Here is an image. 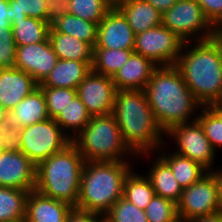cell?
Wrapping results in <instances>:
<instances>
[{"label": "cell", "mask_w": 222, "mask_h": 222, "mask_svg": "<svg viewBox=\"0 0 222 222\" xmlns=\"http://www.w3.org/2000/svg\"><path fill=\"white\" fill-rule=\"evenodd\" d=\"M184 42L175 67L180 71L185 84L194 98L202 105L222 100V32L211 39L190 45ZM187 52V53H186ZM182 53V54H181Z\"/></svg>", "instance_id": "6da1fadb"}, {"label": "cell", "mask_w": 222, "mask_h": 222, "mask_svg": "<svg viewBox=\"0 0 222 222\" xmlns=\"http://www.w3.org/2000/svg\"><path fill=\"white\" fill-rule=\"evenodd\" d=\"M144 91L155 119L165 133L177 124L189 122L195 108L202 106L174 65L158 66Z\"/></svg>", "instance_id": "7a4b0ae2"}, {"label": "cell", "mask_w": 222, "mask_h": 222, "mask_svg": "<svg viewBox=\"0 0 222 222\" xmlns=\"http://www.w3.org/2000/svg\"><path fill=\"white\" fill-rule=\"evenodd\" d=\"M112 114L134 154H147L163 143L162 133H166L157 123L144 90H118Z\"/></svg>", "instance_id": "3957f363"}, {"label": "cell", "mask_w": 222, "mask_h": 222, "mask_svg": "<svg viewBox=\"0 0 222 222\" xmlns=\"http://www.w3.org/2000/svg\"><path fill=\"white\" fill-rule=\"evenodd\" d=\"M130 171L126 161L85 162L76 208L104 216L123 197L124 180Z\"/></svg>", "instance_id": "277c9868"}, {"label": "cell", "mask_w": 222, "mask_h": 222, "mask_svg": "<svg viewBox=\"0 0 222 222\" xmlns=\"http://www.w3.org/2000/svg\"><path fill=\"white\" fill-rule=\"evenodd\" d=\"M85 162L78 148L71 143L36 166L35 190L76 207Z\"/></svg>", "instance_id": "5b68a950"}, {"label": "cell", "mask_w": 222, "mask_h": 222, "mask_svg": "<svg viewBox=\"0 0 222 222\" xmlns=\"http://www.w3.org/2000/svg\"><path fill=\"white\" fill-rule=\"evenodd\" d=\"M72 143L86 162L126 161L125 154L136 155L126 145L112 113L92 116Z\"/></svg>", "instance_id": "8992f818"}, {"label": "cell", "mask_w": 222, "mask_h": 222, "mask_svg": "<svg viewBox=\"0 0 222 222\" xmlns=\"http://www.w3.org/2000/svg\"><path fill=\"white\" fill-rule=\"evenodd\" d=\"M20 136V151L36 166L72 143L71 136L53 118L22 128Z\"/></svg>", "instance_id": "52a82bcc"}, {"label": "cell", "mask_w": 222, "mask_h": 222, "mask_svg": "<svg viewBox=\"0 0 222 222\" xmlns=\"http://www.w3.org/2000/svg\"><path fill=\"white\" fill-rule=\"evenodd\" d=\"M162 24L174 32L184 42L192 40V35L202 32L195 41H203L216 37L219 31L207 19L196 0H178L162 14ZM201 36V37H200ZM189 39V40H188Z\"/></svg>", "instance_id": "ba28073f"}, {"label": "cell", "mask_w": 222, "mask_h": 222, "mask_svg": "<svg viewBox=\"0 0 222 222\" xmlns=\"http://www.w3.org/2000/svg\"><path fill=\"white\" fill-rule=\"evenodd\" d=\"M218 186L213 174L207 173L200 180L183 189L177 203L180 222L220 212Z\"/></svg>", "instance_id": "9c48e42d"}, {"label": "cell", "mask_w": 222, "mask_h": 222, "mask_svg": "<svg viewBox=\"0 0 222 222\" xmlns=\"http://www.w3.org/2000/svg\"><path fill=\"white\" fill-rule=\"evenodd\" d=\"M184 41L163 24L135 36L134 53L150 59L157 66H173Z\"/></svg>", "instance_id": "30bf717a"}, {"label": "cell", "mask_w": 222, "mask_h": 222, "mask_svg": "<svg viewBox=\"0 0 222 222\" xmlns=\"http://www.w3.org/2000/svg\"><path fill=\"white\" fill-rule=\"evenodd\" d=\"M166 133L176 139L179 148L177 154L200 163L207 170L213 166L216 149L205 136L203 127L196 117L190 124L188 122L177 124Z\"/></svg>", "instance_id": "8fae6325"}, {"label": "cell", "mask_w": 222, "mask_h": 222, "mask_svg": "<svg viewBox=\"0 0 222 222\" xmlns=\"http://www.w3.org/2000/svg\"><path fill=\"white\" fill-rule=\"evenodd\" d=\"M116 92L112 77L92 70L77 88V95L91 117L113 113Z\"/></svg>", "instance_id": "7c38bea8"}, {"label": "cell", "mask_w": 222, "mask_h": 222, "mask_svg": "<svg viewBox=\"0 0 222 222\" xmlns=\"http://www.w3.org/2000/svg\"><path fill=\"white\" fill-rule=\"evenodd\" d=\"M57 60L48 37L37 44L16 46L15 68L32 76L38 84L53 70Z\"/></svg>", "instance_id": "4fadbf2b"}, {"label": "cell", "mask_w": 222, "mask_h": 222, "mask_svg": "<svg viewBox=\"0 0 222 222\" xmlns=\"http://www.w3.org/2000/svg\"><path fill=\"white\" fill-rule=\"evenodd\" d=\"M35 184L36 165L23 152H0V187L32 191Z\"/></svg>", "instance_id": "5bb4252c"}, {"label": "cell", "mask_w": 222, "mask_h": 222, "mask_svg": "<svg viewBox=\"0 0 222 222\" xmlns=\"http://www.w3.org/2000/svg\"><path fill=\"white\" fill-rule=\"evenodd\" d=\"M135 36L126 18L114 6L98 24L94 48L133 50Z\"/></svg>", "instance_id": "9a60e30c"}, {"label": "cell", "mask_w": 222, "mask_h": 222, "mask_svg": "<svg viewBox=\"0 0 222 222\" xmlns=\"http://www.w3.org/2000/svg\"><path fill=\"white\" fill-rule=\"evenodd\" d=\"M37 87L38 83L23 70L0 69V102L8 113Z\"/></svg>", "instance_id": "2e32d148"}, {"label": "cell", "mask_w": 222, "mask_h": 222, "mask_svg": "<svg viewBox=\"0 0 222 222\" xmlns=\"http://www.w3.org/2000/svg\"><path fill=\"white\" fill-rule=\"evenodd\" d=\"M158 66L150 59L133 53L112 77L116 90H144Z\"/></svg>", "instance_id": "e0dca14e"}, {"label": "cell", "mask_w": 222, "mask_h": 222, "mask_svg": "<svg viewBox=\"0 0 222 222\" xmlns=\"http://www.w3.org/2000/svg\"><path fill=\"white\" fill-rule=\"evenodd\" d=\"M72 208L69 203L45 196L34 189L27 196L25 222H66Z\"/></svg>", "instance_id": "ac0fdd59"}, {"label": "cell", "mask_w": 222, "mask_h": 222, "mask_svg": "<svg viewBox=\"0 0 222 222\" xmlns=\"http://www.w3.org/2000/svg\"><path fill=\"white\" fill-rule=\"evenodd\" d=\"M92 63L93 61L58 59L53 70L38 86L77 90L79 84L91 72Z\"/></svg>", "instance_id": "d6986e66"}, {"label": "cell", "mask_w": 222, "mask_h": 222, "mask_svg": "<svg viewBox=\"0 0 222 222\" xmlns=\"http://www.w3.org/2000/svg\"><path fill=\"white\" fill-rule=\"evenodd\" d=\"M135 35L162 24V14L146 0H120L114 5Z\"/></svg>", "instance_id": "ffe728a7"}, {"label": "cell", "mask_w": 222, "mask_h": 222, "mask_svg": "<svg viewBox=\"0 0 222 222\" xmlns=\"http://www.w3.org/2000/svg\"><path fill=\"white\" fill-rule=\"evenodd\" d=\"M8 117L21 129L49 119L42 89L39 86L34 89L9 112Z\"/></svg>", "instance_id": "44dd1931"}, {"label": "cell", "mask_w": 222, "mask_h": 222, "mask_svg": "<svg viewBox=\"0 0 222 222\" xmlns=\"http://www.w3.org/2000/svg\"><path fill=\"white\" fill-rule=\"evenodd\" d=\"M48 38L58 59L93 61L94 47L91 44L60 32H49Z\"/></svg>", "instance_id": "7402d4cb"}, {"label": "cell", "mask_w": 222, "mask_h": 222, "mask_svg": "<svg viewBox=\"0 0 222 222\" xmlns=\"http://www.w3.org/2000/svg\"><path fill=\"white\" fill-rule=\"evenodd\" d=\"M148 178L156 195L178 203L183 189L175 179L170 167L160 157L156 159Z\"/></svg>", "instance_id": "603a6c76"}, {"label": "cell", "mask_w": 222, "mask_h": 222, "mask_svg": "<svg viewBox=\"0 0 222 222\" xmlns=\"http://www.w3.org/2000/svg\"><path fill=\"white\" fill-rule=\"evenodd\" d=\"M170 167L182 189L188 188L209 172L200 163L173 152L172 155H159Z\"/></svg>", "instance_id": "cb8c5ba5"}, {"label": "cell", "mask_w": 222, "mask_h": 222, "mask_svg": "<svg viewBox=\"0 0 222 222\" xmlns=\"http://www.w3.org/2000/svg\"><path fill=\"white\" fill-rule=\"evenodd\" d=\"M49 32L65 33L95 47L97 42L98 24L68 13L56 20L50 26Z\"/></svg>", "instance_id": "d4e9b609"}, {"label": "cell", "mask_w": 222, "mask_h": 222, "mask_svg": "<svg viewBox=\"0 0 222 222\" xmlns=\"http://www.w3.org/2000/svg\"><path fill=\"white\" fill-rule=\"evenodd\" d=\"M29 192L17 188L0 187V222L25 220Z\"/></svg>", "instance_id": "484cf974"}, {"label": "cell", "mask_w": 222, "mask_h": 222, "mask_svg": "<svg viewBox=\"0 0 222 222\" xmlns=\"http://www.w3.org/2000/svg\"><path fill=\"white\" fill-rule=\"evenodd\" d=\"M11 23L16 46L37 44L48 37L50 25L47 21L26 17L21 20H11Z\"/></svg>", "instance_id": "4316f807"}, {"label": "cell", "mask_w": 222, "mask_h": 222, "mask_svg": "<svg viewBox=\"0 0 222 222\" xmlns=\"http://www.w3.org/2000/svg\"><path fill=\"white\" fill-rule=\"evenodd\" d=\"M133 53L134 50L94 48L92 71L113 77Z\"/></svg>", "instance_id": "83f0119b"}, {"label": "cell", "mask_w": 222, "mask_h": 222, "mask_svg": "<svg viewBox=\"0 0 222 222\" xmlns=\"http://www.w3.org/2000/svg\"><path fill=\"white\" fill-rule=\"evenodd\" d=\"M156 195L148 177L134 174L132 171L126 176L123 187V198L145 210L152 198Z\"/></svg>", "instance_id": "f1b7e54d"}, {"label": "cell", "mask_w": 222, "mask_h": 222, "mask_svg": "<svg viewBox=\"0 0 222 222\" xmlns=\"http://www.w3.org/2000/svg\"><path fill=\"white\" fill-rule=\"evenodd\" d=\"M91 115L87 111L85 105L78 97V95L68 103V105L62 110L55 121L59 124L62 130H74L71 140L75 138L88 124ZM76 132V133H75Z\"/></svg>", "instance_id": "f546056e"}, {"label": "cell", "mask_w": 222, "mask_h": 222, "mask_svg": "<svg viewBox=\"0 0 222 222\" xmlns=\"http://www.w3.org/2000/svg\"><path fill=\"white\" fill-rule=\"evenodd\" d=\"M114 7L109 0H69V13L99 24Z\"/></svg>", "instance_id": "4dcf8cb0"}, {"label": "cell", "mask_w": 222, "mask_h": 222, "mask_svg": "<svg viewBox=\"0 0 222 222\" xmlns=\"http://www.w3.org/2000/svg\"><path fill=\"white\" fill-rule=\"evenodd\" d=\"M145 214L148 222H180L177 204L158 195L146 206Z\"/></svg>", "instance_id": "1f68e13d"}, {"label": "cell", "mask_w": 222, "mask_h": 222, "mask_svg": "<svg viewBox=\"0 0 222 222\" xmlns=\"http://www.w3.org/2000/svg\"><path fill=\"white\" fill-rule=\"evenodd\" d=\"M107 222H148L145 210L121 197L104 215Z\"/></svg>", "instance_id": "d6a6232c"}, {"label": "cell", "mask_w": 222, "mask_h": 222, "mask_svg": "<svg viewBox=\"0 0 222 222\" xmlns=\"http://www.w3.org/2000/svg\"><path fill=\"white\" fill-rule=\"evenodd\" d=\"M10 20L32 17L47 21L46 0H9Z\"/></svg>", "instance_id": "836d02e7"}, {"label": "cell", "mask_w": 222, "mask_h": 222, "mask_svg": "<svg viewBox=\"0 0 222 222\" xmlns=\"http://www.w3.org/2000/svg\"><path fill=\"white\" fill-rule=\"evenodd\" d=\"M44 93L50 118L58 114L77 96V90L70 88L40 87Z\"/></svg>", "instance_id": "e575fe53"}, {"label": "cell", "mask_w": 222, "mask_h": 222, "mask_svg": "<svg viewBox=\"0 0 222 222\" xmlns=\"http://www.w3.org/2000/svg\"><path fill=\"white\" fill-rule=\"evenodd\" d=\"M16 44L12 24H0V69L14 68Z\"/></svg>", "instance_id": "d590c367"}, {"label": "cell", "mask_w": 222, "mask_h": 222, "mask_svg": "<svg viewBox=\"0 0 222 222\" xmlns=\"http://www.w3.org/2000/svg\"><path fill=\"white\" fill-rule=\"evenodd\" d=\"M203 114L197 117V120L203 127L205 136L215 149L222 146V120L208 107L204 106Z\"/></svg>", "instance_id": "8d00e7d4"}, {"label": "cell", "mask_w": 222, "mask_h": 222, "mask_svg": "<svg viewBox=\"0 0 222 222\" xmlns=\"http://www.w3.org/2000/svg\"><path fill=\"white\" fill-rule=\"evenodd\" d=\"M21 128L9 117L0 121V152L21 150Z\"/></svg>", "instance_id": "74e56055"}, {"label": "cell", "mask_w": 222, "mask_h": 222, "mask_svg": "<svg viewBox=\"0 0 222 222\" xmlns=\"http://www.w3.org/2000/svg\"><path fill=\"white\" fill-rule=\"evenodd\" d=\"M207 19L222 32V0H196Z\"/></svg>", "instance_id": "f35d334b"}, {"label": "cell", "mask_w": 222, "mask_h": 222, "mask_svg": "<svg viewBox=\"0 0 222 222\" xmlns=\"http://www.w3.org/2000/svg\"><path fill=\"white\" fill-rule=\"evenodd\" d=\"M47 22L51 26L56 20L69 13V0H46Z\"/></svg>", "instance_id": "ab89813d"}, {"label": "cell", "mask_w": 222, "mask_h": 222, "mask_svg": "<svg viewBox=\"0 0 222 222\" xmlns=\"http://www.w3.org/2000/svg\"><path fill=\"white\" fill-rule=\"evenodd\" d=\"M104 216L73 207L67 215L66 222H102Z\"/></svg>", "instance_id": "60d3db41"}, {"label": "cell", "mask_w": 222, "mask_h": 222, "mask_svg": "<svg viewBox=\"0 0 222 222\" xmlns=\"http://www.w3.org/2000/svg\"><path fill=\"white\" fill-rule=\"evenodd\" d=\"M161 14L165 13L172 7L178 0H146Z\"/></svg>", "instance_id": "b9f144b4"}, {"label": "cell", "mask_w": 222, "mask_h": 222, "mask_svg": "<svg viewBox=\"0 0 222 222\" xmlns=\"http://www.w3.org/2000/svg\"><path fill=\"white\" fill-rule=\"evenodd\" d=\"M0 24H12L10 20L9 0H0Z\"/></svg>", "instance_id": "7bdbcfd3"}, {"label": "cell", "mask_w": 222, "mask_h": 222, "mask_svg": "<svg viewBox=\"0 0 222 222\" xmlns=\"http://www.w3.org/2000/svg\"><path fill=\"white\" fill-rule=\"evenodd\" d=\"M187 222H222V211L214 213L212 215L196 217Z\"/></svg>", "instance_id": "ee69618b"}, {"label": "cell", "mask_w": 222, "mask_h": 222, "mask_svg": "<svg viewBox=\"0 0 222 222\" xmlns=\"http://www.w3.org/2000/svg\"><path fill=\"white\" fill-rule=\"evenodd\" d=\"M213 174V176L215 177V180L217 182V186H218V195H219V202L221 205V210H222V172L220 171H209Z\"/></svg>", "instance_id": "f6af8a7d"}, {"label": "cell", "mask_w": 222, "mask_h": 222, "mask_svg": "<svg viewBox=\"0 0 222 222\" xmlns=\"http://www.w3.org/2000/svg\"><path fill=\"white\" fill-rule=\"evenodd\" d=\"M208 107L222 120V100L213 102Z\"/></svg>", "instance_id": "bcb514c9"}, {"label": "cell", "mask_w": 222, "mask_h": 222, "mask_svg": "<svg viewBox=\"0 0 222 222\" xmlns=\"http://www.w3.org/2000/svg\"><path fill=\"white\" fill-rule=\"evenodd\" d=\"M9 116V113L5 109L4 105L0 102V121L5 120Z\"/></svg>", "instance_id": "7dc6e473"}, {"label": "cell", "mask_w": 222, "mask_h": 222, "mask_svg": "<svg viewBox=\"0 0 222 222\" xmlns=\"http://www.w3.org/2000/svg\"><path fill=\"white\" fill-rule=\"evenodd\" d=\"M113 5H115L117 2H119L120 0H109Z\"/></svg>", "instance_id": "c3c4849f"}]
</instances>
